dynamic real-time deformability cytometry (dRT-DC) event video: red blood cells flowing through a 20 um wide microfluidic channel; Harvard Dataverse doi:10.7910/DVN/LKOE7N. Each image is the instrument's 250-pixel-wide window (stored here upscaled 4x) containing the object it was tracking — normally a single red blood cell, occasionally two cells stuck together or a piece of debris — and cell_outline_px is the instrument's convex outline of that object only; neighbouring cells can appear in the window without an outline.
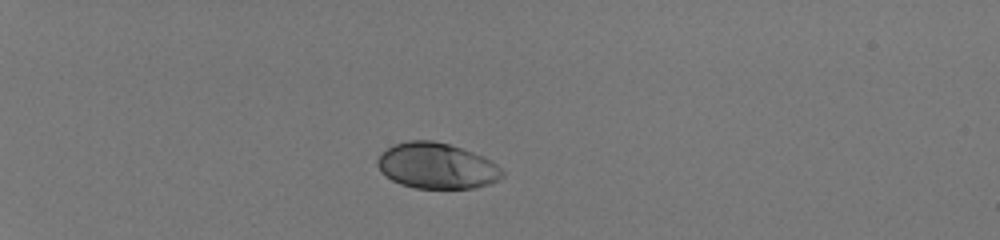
{"species": "human", "species_latin": "Homo sapiens", "temperature_condition": "room temperature", "stored_images_in_passage": 37, "camera_frame_rate_fps": 3000, "um_per_image_px": 0.085, "donor": {"sex": "male"}, "frame": {"image": 1, "passage_image": 1, "time_ms": 0.0, "image_size_px": [1000, 240], "cell_outline_px": [[504, 176], [488, 184], [472, 188], [416, 188], [400, 184], [392, 180], [380, 172], [376, 164], [376, 160], [388, 148], [396, 144], [408, 140], [432, 140], [448, 144], [472, 152], [496, 164], [504, 172]], "centroid_in_image_um": [37.09, 14.1], "position_along_channel_um": 47.9, "area_um2": 32.95}}
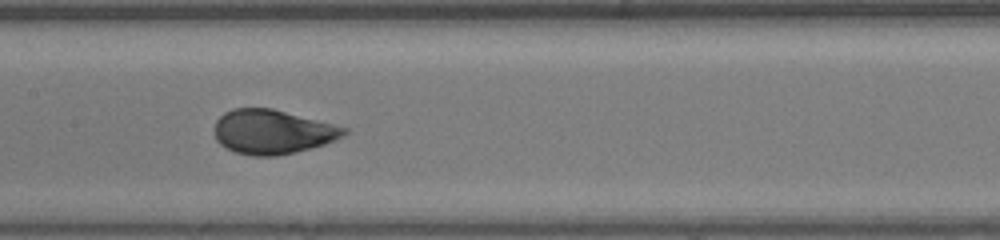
{"frame": {"image": 2, "passage_image": 16, "time_ms": 5.0, "image_size_px": [1000, 240], "cell_outline_px": [[348, 132], [344, 136], [336, 140], [324, 144], [276, 156], [252, 156], [236, 152], [220, 144], [216, 140], [216, 120], [224, 112], [232, 108], [272, 108], [348, 128]], "centroid_in_image_um": [23.16, 11.2], "position_along_channel_um": 184.2, "area_um2": 33.18}}
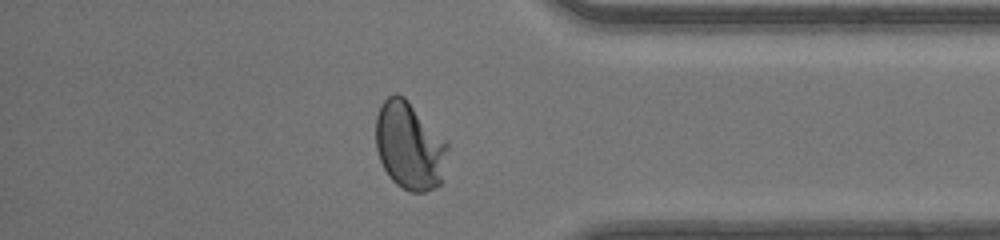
{"frame": {"image": 3, "passage_image": 32, "time_ms": 10.333, "image_size_px": [1000, 240], "cell_outline_px": [[448, 148], [440, 184], [424, 192], [412, 192], [396, 184], [388, 176], [380, 160], [376, 148], [376, 116], [380, 104], [388, 96], [396, 92], [404, 96], [448, 140]], "centroid_in_image_um": [34.8, 12.35], "position_along_channel_um": 400.4, "area_um2": 36.93}, "authors_computed_cell_mechanics": {"area_um2": 33.9286, "velocity_mm_per_s": 4.1678, "shape_relaxation_time_tau1_ms": 2.3995, "shape_relaxation_time_tau2_ms": null, "deformation_change_tau1": 0.1689, "deformation_change_tau2": null}}